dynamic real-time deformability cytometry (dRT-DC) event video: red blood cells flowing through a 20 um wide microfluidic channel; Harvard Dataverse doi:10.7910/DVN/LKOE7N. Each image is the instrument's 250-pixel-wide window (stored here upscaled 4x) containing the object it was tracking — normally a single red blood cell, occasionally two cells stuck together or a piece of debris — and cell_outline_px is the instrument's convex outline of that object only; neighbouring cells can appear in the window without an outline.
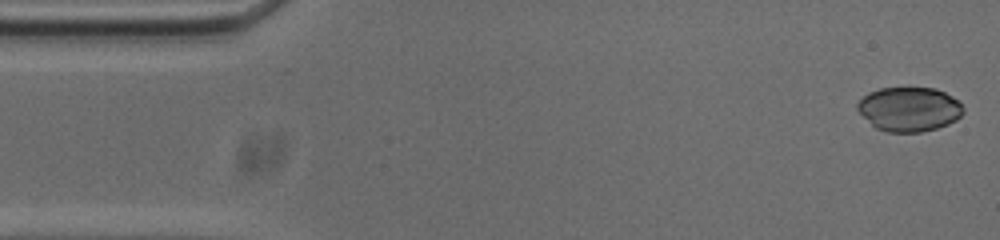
{"species": "common noctule bat (a hibernating species)", "species_latin": "Nyctalus noctula", "temperature_condition": "cold", "stored_images_in_passage": 53, "camera_frame_rate_fps": 3000, "um_per_image_px": 0.085, "animal": {"sex": "male", "body_mass_g": 20.0, "forearm_length_mm": 53.3}, "frame": {"image": 1, "passage_image": 1, "time_ms": 0.0, "image_size_px": [1000, 240], "cell_outline_px": [[964, 112], [956, 120], [948, 124], [936, 128], [920, 132], [888, 132], [876, 128], [856, 108], [856, 104], [868, 92], [880, 88], [936, 88], [952, 96], [964, 108]], "centroid_in_image_um": [77.29, 9.27], "position_along_channel_um": 7.7, "area_um2": 27.17}}
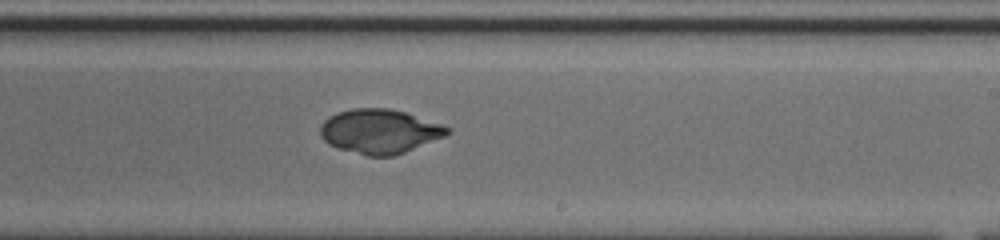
{"frame": {"image": 2, "passage_image": 30, "time_ms": 9.667, "image_size_px": [1000, 240], "cell_outline_px": [[452, 132], [444, 136], [404, 152], [392, 156], [368, 156], [336, 148], [328, 144], [320, 136], [320, 124], [328, 116], [336, 112], [352, 108], [388, 108], [404, 112], [452, 128]], "centroid_in_image_um": [32.21, 11.16], "position_along_channel_um": 256.8, "area_um2": 32.77}}